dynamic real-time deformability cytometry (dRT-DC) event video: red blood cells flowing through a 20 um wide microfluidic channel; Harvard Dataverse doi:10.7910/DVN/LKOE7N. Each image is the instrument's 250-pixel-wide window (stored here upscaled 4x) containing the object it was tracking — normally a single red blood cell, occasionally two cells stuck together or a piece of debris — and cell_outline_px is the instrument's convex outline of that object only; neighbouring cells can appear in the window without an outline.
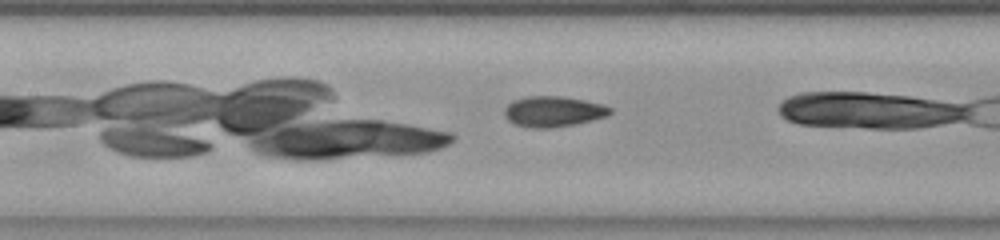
{"species": "common noctule bat (a hibernating species)", "species_latin": "Nyctalus noctula", "temperature_condition": "room temperature", "stored_images_in_passage": 17, "camera_frame_rate_fps": 3000, "um_per_image_px": 0.085, "animal": {"sex": "female", "body_mass_g": 23.0, "forearm_length_mm": 53.4}, "frame": {"image": 1, "passage_image": 8, "time_ms": 2.333, "image_size_px": [1000, 240], "cell_outline_px": [[612, 112], [608, 116], [572, 124], [548, 128], [532, 128], [516, 124], [508, 120], [504, 116], [504, 108], [512, 100], [528, 96], [560, 96], [584, 100], [604, 104], [612, 108]], "centroid_in_image_um": [47.02, 9.46], "position_along_channel_um": 160.4, "area_um2": 18.79}}